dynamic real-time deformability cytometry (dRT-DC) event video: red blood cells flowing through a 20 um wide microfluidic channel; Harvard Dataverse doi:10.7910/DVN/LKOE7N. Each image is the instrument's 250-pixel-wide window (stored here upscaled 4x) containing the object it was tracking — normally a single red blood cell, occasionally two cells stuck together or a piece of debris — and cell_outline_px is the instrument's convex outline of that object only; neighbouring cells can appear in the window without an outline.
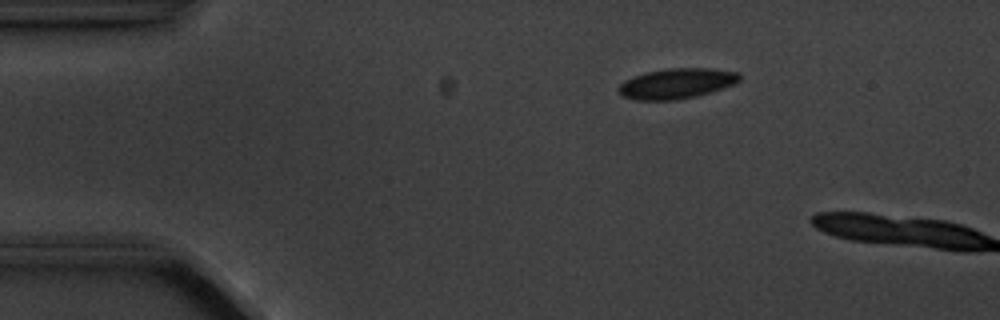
{"species": "common noctule bat (a hibernating species)", "species_latin": "Nyctalus noctula", "temperature_condition": "cold", "stored_images_in_passage": 3, "camera_frame_rate_fps": 3000, "um_per_image_px": 0.085, "animal": {"sex": "male", "body_mass_g": 20.1, "forearm_length_mm": 53.5}, "frame": {"image": 1, "passage_image": 2, "time_ms": 2.0, "image_size_px": [1000, 320], "cell_outline_px": [[740, 80], [732, 84], [696, 96], [676, 100], [636, 100], [624, 96], [616, 88], [624, 80], [632, 76], [644, 72], [664, 68], [712, 68], [736, 72], [740, 76]], "centroid_in_image_um": [57.44, 7.08], "position_along_channel_um": 27.6, "area_um2": 21.27}}